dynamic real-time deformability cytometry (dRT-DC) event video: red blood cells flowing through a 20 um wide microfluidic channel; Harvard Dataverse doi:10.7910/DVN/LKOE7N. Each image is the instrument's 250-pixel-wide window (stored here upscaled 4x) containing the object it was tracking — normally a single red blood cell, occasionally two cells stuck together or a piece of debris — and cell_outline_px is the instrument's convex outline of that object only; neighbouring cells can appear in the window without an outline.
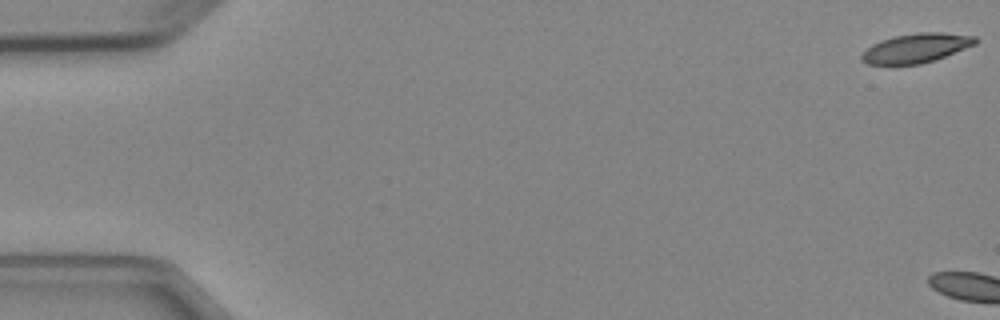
{"species": "Egyptian fruit bat (a non-hibernating species)", "species_latin": "Rousettus aegyptiacus", "temperature_condition": "cold", "stored_images_in_passage": 6, "camera_frame_rate_fps": 3000, "um_per_image_px": 0.085, "animal": {"sex": "female"}, "frame": {"image": 1, "passage_image": 1, "time_ms": 0.0, "image_size_px": [1000, 320], "cell_outline_px": [[980, 40], [976, 44], [936, 60], [920, 64], [868, 64], [860, 60], [860, 56], [872, 44], [880, 40], [896, 36], [916, 32], [940, 32], [976, 36]], "centroid_in_image_um": [77.91, 4.08], "position_along_channel_um": 7.1, "area_um2": 19.48}}
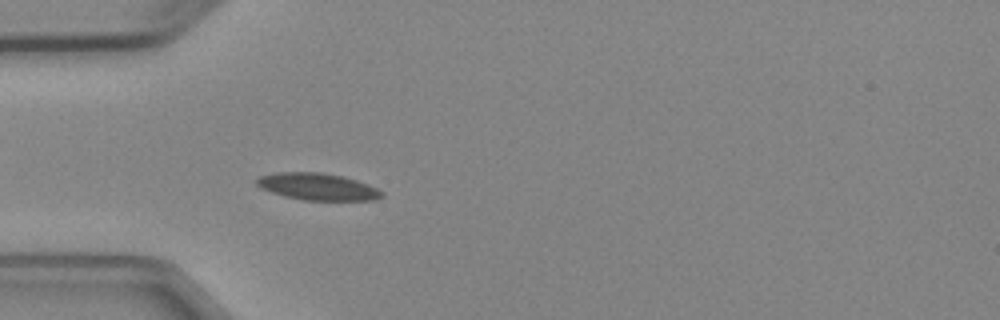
{"frame": {"image": 2, "passage_image": 6, "time_ms": 6.0, "image_size_px": [1000, 320], "cell_outline_px": [[384, 196], [376, 200], [304, 200], [284, 196], [260, 188], [256, 184], [256, 180], [260, 176], [276, 172], [320, 172], [344, 176], [368, 184], [384, 192]], "centroid_in_image_um": [27.01, 15.86], "position_along_channel_um": 58.0, "area_um2": 19.71}}